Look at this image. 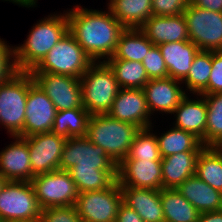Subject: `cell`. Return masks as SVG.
Here are the masks:
<instances>
[{"mask_svg": "<svg viewBox=\"0 0 222 222\" xmlns=\"http://www.w3.org/2000/svg\"><path fill=\"white\" fill-rule=\"evenodd\" d=\"M59 170L69 172L79 193L107 189L117 181V164L87 136L66 139Z\"/></svg>", "mask_w": 222, "mask_h": 222, "instance_id": "obj_1", "label": "cell"}, {"mask_svg": "<svg viewBox=\"0 0 222 222\" xmlns=\"http://www.w3.org/2000/svg\"><path fill=\"white\" fill-rule=\"evenodd\" d=\"M73 7L66 10L68 31L93 62H106L114 55L125 28L108 7L104 11L88 9L81 4Z\"/></svg>", "mask_w": 222, "mask_h": 222, "instance_id": "obj_2", "label": "cell"}, {"mask_svg": "<svg viewBox=\"0 0 222 222\" xmlns=\"http://www.w3.org/2000/svg\"><path fill=\"white\" fill-rule=\"evenodd\" d=\"M59 13V14H58ZM68 31V18L64 10L45 16L31 26L23 44L14 46L17 71L33 70Z\"/></svg>", "mask_w": 222, "mask_h": 222, "instance_id": "obj_3", "label": "cell"}, {"mask_svg": "<svg viewBox=\"0 0 222 222\" xmlns=\"http://www.w3.org/2000/svg\"><path fill=\"white\" fill-rule=\"evenodd\" d=\"M139 130L137 126L114 119L108 114L90 115L87 138L102 147L118 165L128 155Z\"/></svg>", "mask_w": 222, "mask_h": 222, "instance_id": "obj_4", "label": "cell"}, {"mask_svg": "<svg viewBox=\"0 0 222 222\" xmlns=\"http://www.w3.org/2000/svg\"><path fill=\"white\" fill-rule=\"evenodd\" d=\"M82 105L90 115L107 114L120 89L106 62H94L81 76Z\"/></svg>", "mask_w": 222, "mask_h": 222, "instance_id": "obj_5", "label": "cell"}, {"mask_svg": "<svg viewBox=\"0 0 222 222\" xmlns=\"http://www.w3.org/2000/svg\"><path fill=\"white\" fill-rule=\"evenodd\" d=\"M93 63L74 36L67 31L30 73H53L80 79Z\"/></svg>", "mask_w": 222, "mask_h": 222, "instance_id": "obj_6", "label": "cell"}, {"mask_svg": "<svg viewBox=\"0 0 222 222\" xmlns=\"http://www.w3.org/2000/svg\"><path fill=\"white\" fill-rule=\"evenodd\" d=\"M27 95L26 71H17L0 84V126L8 136L23 137Z\"/></svg>", "mask_w": 222, "mask_h": 222, "instance_id": "obj_7", "label": "cell"}, {"mask_svg": "<svg viewBox=\"0 0 222 222\" xmlns=\"http://www.w3.org/2000/svg\"><path fill=\"white\" fill-rule=\"evenodd\" d=\"M40 215L41 208L31 182L6 181L0 191V221L38 219Z\"/></svg>", "mask_w": 222, "mask_h": 222, "instance_id": "obj_8", "label": "cell"}, {"mask_svg": "<svg viewBox=\"0 0 222 222\" xmlns=\"http://www.w3.org/2000/svg\"><path fill=\"white\" fill-rule=\"evenodd\" d=\"M31 184L41 209L75 205L79 191L68 171L35 175Z\"/></svg>", "mask_w": 222, "mask_h": 222, "instance_id": "obj_9", "label": "cell"}, {"mask_svg": "<svg viewBox=\"0 0 222 222\" xmlns=\"http://www.w3.org/2000/svg\"><path fill=\"white\" fill-rule=\"evenodd\" d=\"M183 15L190 42L200 51H222V12L189 4Z\"/></svg>", "mask_w": 222, "mask_h": 222, "instance_id": "obj_10", "label": "cell"}, {"mask_svg": "<svg viewBox=\"0 0 222 222\" xmlns=\"http://www.w3.org/2000/svg\"><path fill=\"white\" fill-rule=\"evenodd\" d=\"M122 202L121 187L116 181L107 189L79 193L75 207L80 220L87 222H115Z\"/></svg>", "mask_w": 222, "mask_h": 222, "instance_id": "obj_11", "label": "cell"}, {"mask_svg": "<svg viewBox=\"0 0 222 222\" xmlns=\"http://www.w3.org/2000/svg\"><path fill=\"white\" fill-rule=\"evenodd\" d=\"M34 82L53 102L57 111L84 108L80 79L53 73H31Z\"/></svg>", "mask_w": 222, "mask_h": 222, "instance_id": "obj_12", "label": "cell"}, {"mask_svg": "<svg viewBox=\"0 0 222 222\" xmlns=\"http://www.w3.org/2000/svg\"><path fill=\"white\" fill-rule=\"evenodd\" d=\"M57 110L53 102L34 82L28 72V95L23 126V138L51 132Z\"/></svg>", "mask_w": 222, "mask_h": 222, "instance_id": "obj_13", "label": "cell"}, {"mask_svg": "<svg viewBox=\"0 0 222 222\" xmlns=\"http://www.w3.org/2000/svg\"><path fill=\"white\" fill-rule=\"evenodd\" d=\"M24 138L28 143L31 168L34 175L59 170L66 137L46 132Z\"/></svg>", "mask_w": 222, "mask_h": 222, "instance_id": "obj_14", "label": "cell"}, {"mask_svg": "<svg viewBox=\"0 0 222 222\" xmlns=\"http://www.w3.org/2000/svg\"><path fill=\"white\" fill-rule=\"evenodd\" d=\"M107 114L139 129L150 128L153 125V117L148 110L143 89L120 88Z\"/></svg>", "mask_w": 222, "mask_h": 222, "instance_id": "obj_15", "label": "cell"}, {"mask_svg": "<svg viewBox=\"0 0 222 222\" xmlns=\"http://www.w3.org/2000/svg\"><path fill=\"white\" fill-rule=\"evenodd\" d=\"M117 181L120 186L161 190V161L123 159L117 165Z\"/></svg>", "mask_w": 222, "mask_h": 222, "instance_id": "obj_16", "label": "cell"}, {"mask_svg": "<svg viewBox=\"0 0 222 222\" xmlns=\"http://www.w3.org/2000/svg\"><path fill=\"white\" fill-rule=\"evenodd\" d=\"M182 82L171 77L150 79L143 87L148 110L154 113L171 114L187 95ZM164 113V114H163Z\"/></svg>", "mask_w": 222, "mask_h": 222, "instance_id": "obj_17", "label": "cell"}, {"mask_svg": "<svg viewBox=\"0 0 222 222\" xmlns=\"http://www.w3.org/2000/svg\"><path fill=\"white\" fill-rule=\"evenodd\" d=\"M13 140L0 151V174L7 181L31 182L32 173L27 140L19 136H10Z\"/></svg>", "mask_w": 222, "mask_h": 222, "instance_id": "obj_18", "label": "cell"}, {"mask_svg": "<svg viewBox=\"0 0 222 222\" xmlns=\"http://www.w3.org/2000/svg\"><path fill=\"white\" fill-rule=\"evenodd\" d=\"M193 96L194 98H191ZM196 97V98H195ZM174 127L185 130L198 137L205 146L207 105L202 95L187 94L173 111Z\"/></svg>", "mask_w": 222, "mask_h": 222, "instance_id": "obj_19", "label": "cell"}, {"mask_svg": "<svg viewBox=\"0 0 222 222\" xmlns=\"http://www.w3.org/2000/svg\"><path fill=\"white\" fill-rule=\"evenodd\" d=\"M154 45L189 40L183 13L174 16H151L140 28Z\"/></svg>", "mask_w": 222, "mask_h": 222, "instance_id": "obj_20", "label": "cell"}, {"mask_svg": "<svg viewBox=\"0 0 222 222\" xmlns=\"http://www.w3.org/2000/svg\"><path fill=\"white\" fill-rule=\"evenodd\" d=\"M123 202L135 210L144 222H165L161 190L120 186Z\"/></svg>", "mask_w": 222, "mask_h": 222, "instance_id": "obj_21", "label": "cell"}, {"mask_svg": "<svg viewBox=\"0 0 222 222\" xmlns=\"http://www.w3.org/2000/svg\"><path fill=\"white\" fill-rule=\"evenodd\" d=\"M158 47L168 70V77L179 81H182L187 76L194 57L200 51L189 40L162 43Z\"/></svg>", "mask_w": 222, "mask_h": 222, "instance_id": "obj_22", "label": "cell"}, {"mask_svg": "<svg viewBox=\"0 0 222 222\" xmlns=\"http://www.w3.org/2000/svg\"><path fill=\"white\" fill-rule=\"evenodd\" d=\"M201 151L176 153L161 160L162 187L177 188L195 175L197 159Z\"/></svg>", "mask_w": 222, "mask_h": 222, "instance_id": "obj_23", "label": "cell"}, {"mask_svg": "<svg viewBox=\"0 0 222 222\" xmlns=\"http://www.w3.org/2000/svg\"><path fill=\"white\" fill-rule=\"evenodd\" d=\"M176 189L200 213L222 209V193L196 175L186 179Z\"/></svg>", "mask_w": 222, "mask_h": 222, "instance_id": "obj_24", "label": "cell"}, {"mask_svg": "<svg viewBox=\"0 0 222 222\" xmlns=\"http://www.w3.org/2000/svg\"><path fill=\"white\" fill-rule=\"evenodd\" d=\"M106 6L125 29L140 28L151 16L152 0H107Z\"/></svg>", "mask_w": 222, "mask_h": 222, "instance_id": "obj_25", "label": "cell"}, {"mask_svg": "<svg viewBox=\"0 0 222 222\" xmlns=\"http://www.w3.org/2000/svg\"><path fill=\"white\" fill-rule=\"evenodd\" d=\"M169 130L163 131L164 133L156 132V138L161 157H167L180 152L187 151H202L205 146L201 140L194 134L182 129H178L174 126Z\"/></svg>", "mask_w": 222, "mask_h": 222, "instance_id": "obj_26", "label": "cell"}, {"mask_svg": "<svg viewBox=\"0 0 222 222\" xmlns=\"http://www.w3.org/2000/svg\"><path fill=\"white\" fill-rule=\"evenodd\" d=\"M165 222H198L200 212L176 188L161 189Z\"/></svg>", "mask_w": 222, "mask_h": 222, "instance_id": "obj_27", "label": "cell"}, {"mask_svg": "<svg viewBox=\"0 0 222 222\" xmlns=\"http://www.w3.org/2000/svg\"><path fill=\"white\" fill-rule=\"evenodd\" d=\"M153 45L139 28L125 29L120 35L114 55L109 59L142 62Z\"/></svg>", "mask_w": 222, "mask_h": 222, "instance_id": "obj_28", "label": "cell"}, {"mask_svg": "<svg viewBox=\"0 0 222 222\" xmlns=\"http://www.w3.org/2000/svg\"><path fill=\"white\" fill-rule=\"evenodd\" d=\"M212 70V51H199L194 57L187 76L181 81L186 94L208 95ZM190 92V93H188Z\"/></svg>", "mask_w": 222, "mask_h": 222, "instance_id": "obj_29", "label": "cell"}, {"mask_svg": "<svg viewBox=\"0 0 222 222\" xmlns=\"http://www.w3.org/2000/svg\"><path fill=\"white\" fill-rule=\"evenodd\" d=\"M195 175L222 193V145L205 147L200 152Z\"/></svg>", "mask_w": 222, "mask_h": 222, "instance_id": "obj_30", "label": "cell"}, {"mask_svg": "<svg viewBox=\"0 0 222 222\" xmlns=\"http://www.w3.org/2000/svg\"><path fill=\"white\" fill-rule=\"evenodd\" d=\"M89 118L85 108L57 111L51 132L66 138L86 137Z\"/></svg>", "mask_w": 222, "mask_h": 222, "instance_id": "obj_31", "label": "cell"}, {"mask_svg": "<svg viewBox=\"0 0 222 222\" xmlns=\"http://www.w3.org/2000/svg\"><path fill=\"white\" fill-rule=\"evenodd\" d=\"M120 88L143 89L150 80L142 62L108 59Z\"/></svg>", "mask_w": 222, "mask_h": 222, "instance_id": "obj_32", "label": "cell"}, {"mask_svg": "<svg viewBox=\"0 0 222 222\" xmlns=\"http://www.w3.org/2000/svg\"><path fill=\"white\" fill-rule=\"evenodd\" d=\"M202 96L207 105L205 147L222 145V93Z\"/></svg>", "mask_w": 222, "mask_h": 222, "instance_id": "obj_33", "label": "cell"}, {"mask_svg": "<svg viewBox=\"0 0 222 222\" xmlns=\"http://www.w3.org/2000/svg\"><path fill=\"white\" fill-rule=\"evenodd\" d=\"M150 128L140 129L130 146L128 155L124 159L161 161L162 157L158 147L156 132Z\"/></svg>", "mask_w": 222, "mask_h": 222, "instance_id": "obj_34", "label": "cell"}, {"mask_svg": "<svg viewBox=\"0 0 222 222\" xmlns=\"http://www.w3.org/2000/svg\"><path fill=\"white\" fill-rule=\"evenodd\" d=\"M142 64L147 72L149 79H159L168 77V70L166 68L163 56L157 45H153Z\"/></svg>", "mask_w": 222, "mask_h": 222, "instance_id": "obj_35", "label": "cell"}, {"mask_svg": "<svg viewBox=\"0 0 222 222\" xmlns=\"http://www.w3.org/2000/svg\"><path fill=\"white\" fill-rule=\"evenodd\" d=\"M41 222H78L80 217L75 205L41 209Z\"/></svg>", "mask_w": 222, "mask_h": 222, "instance_id": "obj_36", "label": "cell"}, {"mask_svg": "<svg viewBox=\"0 0 222 222\" xmlns=\"http://www.w3.org/2000/svg\"><path fill=\"white\" fill-rule=\"evenodd\" d=\"M17 69L14 63V46L0 38V84L7 81Z\"/></svg>", "mask_w": 222, "mask_h": 222, "instance_id": "obj_37", "label": "cell"}, {"mask_svg": "<svg viewBox=\"0 0 222 222\" xmlns=\"http://www.w3.org/2000/svg\"><path fill=\"white\" fill-rule=\"evenodd\" d=\"M190 0H152V13L158 16H174L184 12Z\"/></svg>", "mask_w": 222, "mask_h": 222, "instance_id": "obj_38", "label": "cell"}, {"mask_svg": "<svg viewBox=\"0 0 222 222\" xmlns=\"http://www.w3.org/2000/svg\"><path fill=\"white\" fill-rule=\"evenodd\" d=\"M222 93V51H212V70L208 82V94Z\"/></svg>", "mask_w": 222, "mask_h": 222, "instance_id": "obj_39", "label": "cell"}, {"mask_svg": "<svg viewBox=\"0 0 222 222\" xmlns=\"http://www.w3.org/2000/svg\"><path fill=\"white\" fill-rule=\"evenodd\" d=\"M115 222H144L139 214L126 205L124 202L121 203L118 209Z\"/></svg>", "mask_w": 222, "mask_h": 222, "instance_id": "obj_40", "label": "cell"}, {"mask_svg": "<svg viewBox=\"0 0 222 222\" xmlns=\"http://www.w3.org/2000/svg\"><path fill=\"white\" fill-rule=\"evenodd\" d=\"M189 4L209 11L222 12V0H190Z\"/></svg>", "mask_w": 222, "mask_h": 222, "instance_id": "obj_41", "label": "cell"}, {"mask_svg": "<svg viewBox=\"0 0 222 222\" xmlns=\"http://www.w3.org/2000/svg\"><path fill=\"white\" fill-rule=\"evenodd\" d=\"M198 222H222V209L200 213Z\"/></svg>", "mask_w": 222, "mask_h": 222, "instance_id": "obj_42", "label": "cell"}, {"mask_svg": "<svg viewBox=\"0 0 222 222\" xmlns=\"http://www.w3.org/2000/svg\"><path fill=\"white\" fill-rule=\"evenodd\" d=\"M2 1H9V3L12 2V4L14 5H18V6H21V7H24V8H35L37 7V3H38V0H2Z\"/></svg>", "mask_w": 222, "mask_h": 222, "instance_id": "obj_43", "label": "cell"}, {"mask_svg": "<svg viewBox=\"0 0 222 222\" xmlns=\"http://www.w3.org/2000/svg\"><path fill=\"white\" fill-rule=\"evenodd\" d=\"M6 179L0 174V191L2 190L4 184L6 183Z\"/></svg>", "mask_w": 222, "mask_h": 222, "instance_id": "obj_44", "label": "cell"}, {"mask_svg": "<svg viewBox=\"0 0 222 222\" xmlns=\"http://www.w3.org/2000/svg\"><path fill=\"white\" fill-rule=\"evenodd\" d=\"M14 222H41V219H30V220H20V221H14Z\"/></svg>", "mask_w": 222, "mask_h": 222, "instance_id": "obj_45", "label": "cell"}]
</instances>
